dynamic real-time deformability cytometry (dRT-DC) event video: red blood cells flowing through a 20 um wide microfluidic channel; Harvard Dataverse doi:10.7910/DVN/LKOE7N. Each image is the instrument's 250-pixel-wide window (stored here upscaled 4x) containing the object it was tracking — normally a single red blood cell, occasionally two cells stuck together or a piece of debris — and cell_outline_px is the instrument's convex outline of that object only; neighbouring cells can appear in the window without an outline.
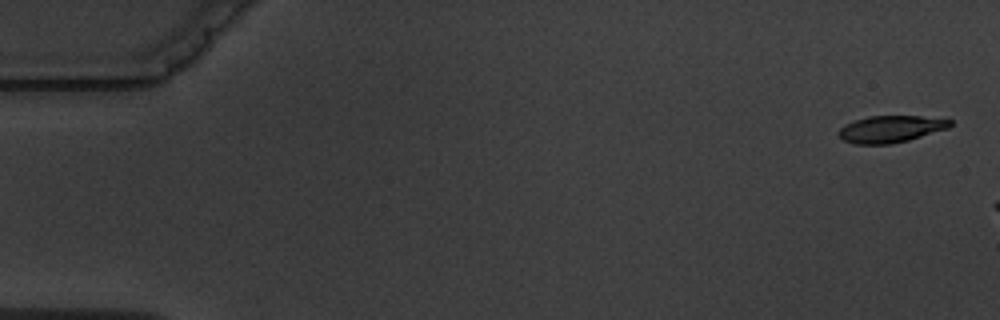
{"species": "common noctule bat (a hibernating species)", "species_latin": "Nyctalus noctula", "temperature_condition": "warm", "stored_images_in_passage": 2, "camera_frame_rate_fps": 3000, "um_per_image_px": 0.085, "animal": {"sex": "male", "body_mass_g": 19.5, "forearm_length_mm": 54.6}, "frame": {"image": 1, "passage_image": 1, "time_ms": 0.0, "image_size_px": [1000, 320], "cell_outline_px": [[952, 124], [948, 128], [908, 140], [892, 144], [856, 144], [844, 140], [836, 132], [844, 124], [868, 116], [920, 116], [952, 120]], "centroid_in_image_um": [75.68, 10.97], "position_along_channel_um": 9.3, "area_um2": 17.34}}